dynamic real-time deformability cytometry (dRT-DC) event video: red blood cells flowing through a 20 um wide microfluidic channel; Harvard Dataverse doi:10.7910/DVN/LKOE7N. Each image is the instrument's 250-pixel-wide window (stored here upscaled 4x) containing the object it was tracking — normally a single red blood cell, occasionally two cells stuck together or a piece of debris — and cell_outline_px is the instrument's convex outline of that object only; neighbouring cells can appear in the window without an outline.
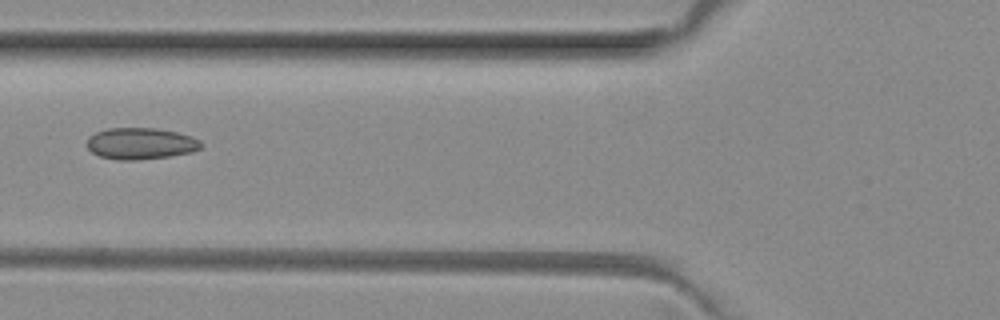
{"species": "common noctule bat (a hibernating species)", "species_latin": "Nyctalus noctula", "temperature_condition": "room temperature", "stored_images_in_passage": 6, "camera_frame_rate_fps": 3000, "um_per_image_px": 0.085, "animal": {"sex": "female", "body_mass_g": 29.2, "forearm_length_mm": 56.3}, "frame": {"image": 1, "passage_image": 6, "time_ms": 1.667, "image_size_px": [1000, 320], "cell_outline_px": [[204, 144], [200, 148], [192, 152], [168, 156], [136, 160], [116, 160], [100, 156], [92, 152], [88, 148], [88, 136], [96, 132], [108, 128], [156, 128], [176, 132], [192, 136], [200, 140]], "centroid_in_image_um": [11.97, 12.2], "position_along_channel_um": 113.8, "area_um2": 20.98}}